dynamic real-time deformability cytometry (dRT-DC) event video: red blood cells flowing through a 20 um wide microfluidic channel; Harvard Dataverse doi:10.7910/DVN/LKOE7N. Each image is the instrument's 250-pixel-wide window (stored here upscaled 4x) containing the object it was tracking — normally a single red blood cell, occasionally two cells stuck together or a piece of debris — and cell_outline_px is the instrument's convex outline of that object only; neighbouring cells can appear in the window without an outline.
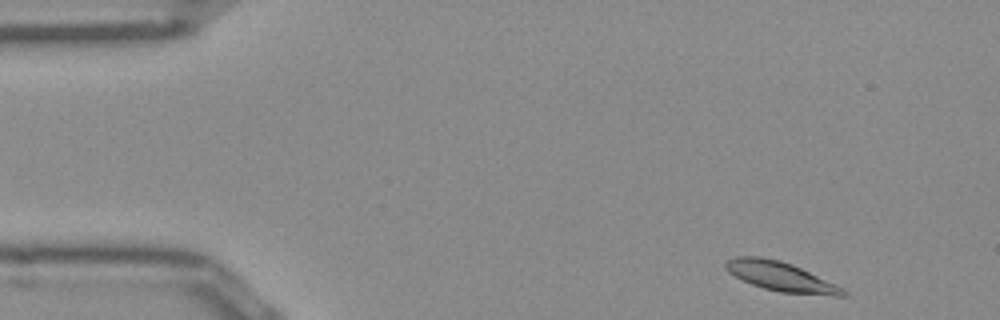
{"species": "Egyptian fruit bat (a non-hibernating species)", "species_latin": "Rousettus aegyptiacus", "temperature_condition": "room temperature", "stored_images_in_passage": 49, "segment_of_instrument_passage": [1, 2], "camera_frame_rate_fps": 3000, "um_per_image_px": 0.085, "frame": {"image": 1, "passage_image": 2, "time_ms": 0.333, "image_size_px": [1000, 320], "cell_outline_px": [[848, 296], [832, 296], [780, 292], [764, 288], [752, 284], [728, 272], [724, 268], [724, 260], [736, 256], [760, 256], [780, 260], [792, 264], [836, 284], [844, 288], [848, 292]], "centroid_in_image_um": [66.37, 23.5], "position_along_channel_um": 18.6, "area_um2": 20.23}}
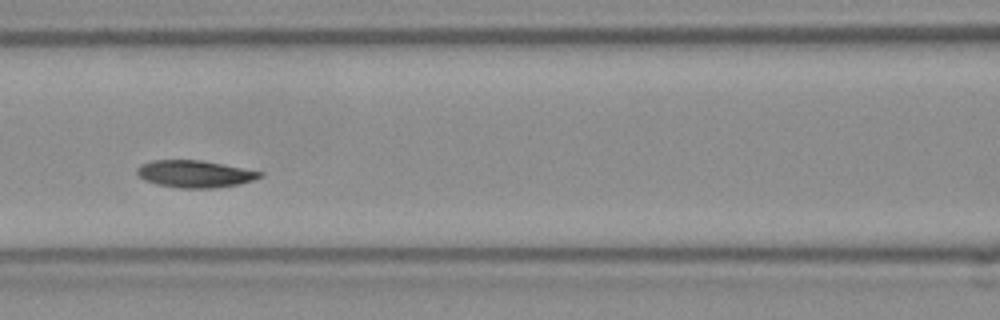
{"frame": {"image": 2, "passage_image": 19, "time_ms": 6.0, "image_size_px": [1000, 320], "cell_outline_px": [[264, 176], [240, 184], [216, 188], [180, 188], [156, 184], [144, 180], [136, 172], [136, 168], [140, 164], [152, 160], [200, 160], [224, 164], [264, 172]], "centroid_in_image_um": [16.57, 14.78], "position_along_channel_um": 150.0, "area_um2": 19.59}}
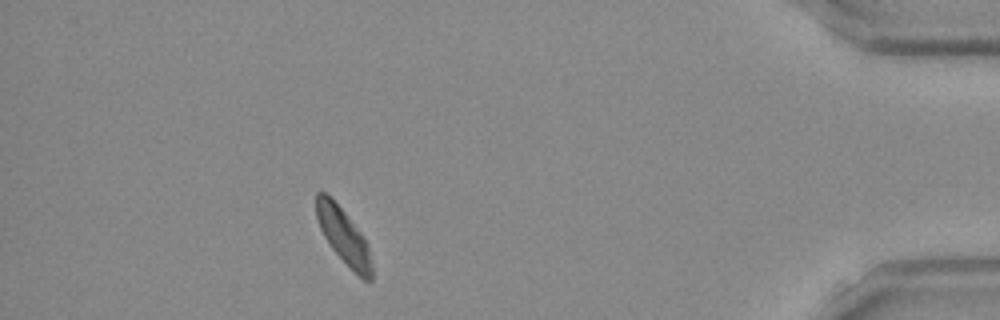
{"frame": {"image": 3, "passage_image": 43, "time_ms": 14.0, "image_size_px": [1000, 320], "cell_outline_px": [[372, 280], [364, 280], [332, 248], [324, 236], [320, 228], [316, 216], [316, 192], [324, 192], [344, 212], [360, 232], [368, 248], [372, 264]], "centroid_in_image_um": [29.19, 20.05], "position_along_channel_um": 406.0, "area_um2": 17.11}}